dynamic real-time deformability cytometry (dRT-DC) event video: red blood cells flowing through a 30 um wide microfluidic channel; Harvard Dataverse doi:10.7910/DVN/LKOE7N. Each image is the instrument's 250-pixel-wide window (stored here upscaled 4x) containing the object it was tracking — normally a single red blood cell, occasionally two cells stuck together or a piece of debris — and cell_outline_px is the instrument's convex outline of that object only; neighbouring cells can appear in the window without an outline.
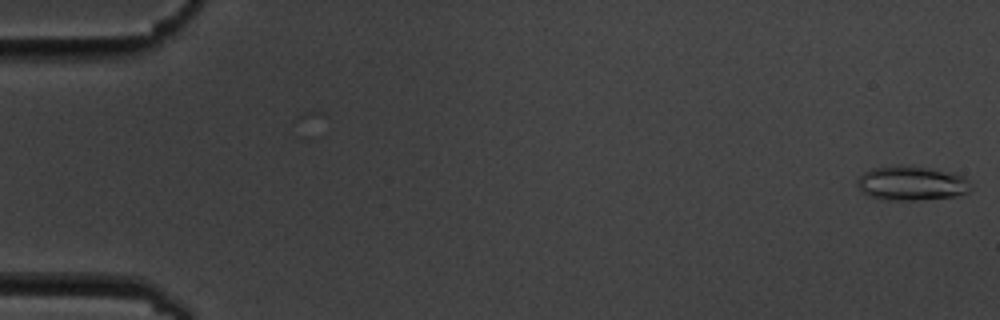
{"species": "common noctule bat (a hibernating species)", "species_latin": "Nyctalus noctula", "temperature_condition": "cold", "stored_images_in_passage": 6, "camera_frame_rate_fps": 3000, "um_per_image_px": 0.085, "animal": {"sex": "male", "body_mass_g": 19.5, "forearm_length_mm": 54.6}, "frame": {"image": 1, "passage_image": 1, "time_ms": 0.0, "image_size_px": [1000, 320], "cell_outline_px": [[972, 188], [968, 192], [956, 196], [920, 200], [884, 200], [868, 196], [860, 192], [856, 184], [856, 180], [864, 172], [872, 168], [900, 164], [908, 164], [956, 172], [964, 176]], "centroid_in_image_um": [77.46, 15.56], "position_along_channel_um": 7.5, "area_um2": 23.47}}
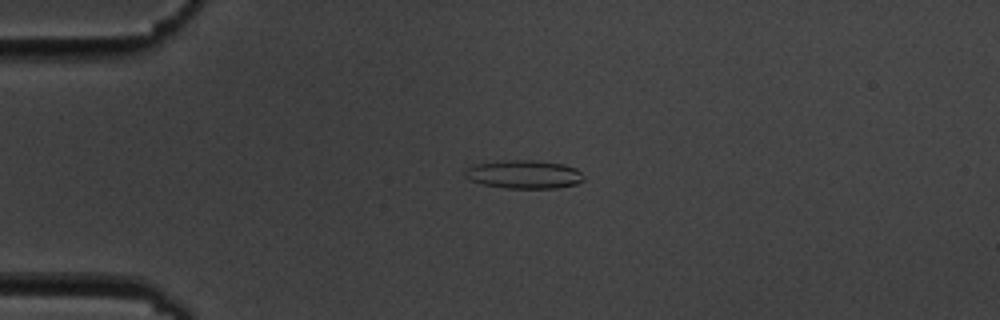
{"frame": {"image": 2, "passage_image": 4, "time_ms": 4.333, "image_size_px": [1000, 320], "cell_outline_px": [[584, 180], [576, 184], [556, 188], [504, 188], [484, 184], [472, 180], [464, 176], [464, 168], [472, 164], [504, 160], [540, 160], [564, 164], [576, 168], [584, 176]], "centroid_in_image_um": [44.53, 14.8], "position_along_channel_um": 40.5, "area_um2": 19.88}}